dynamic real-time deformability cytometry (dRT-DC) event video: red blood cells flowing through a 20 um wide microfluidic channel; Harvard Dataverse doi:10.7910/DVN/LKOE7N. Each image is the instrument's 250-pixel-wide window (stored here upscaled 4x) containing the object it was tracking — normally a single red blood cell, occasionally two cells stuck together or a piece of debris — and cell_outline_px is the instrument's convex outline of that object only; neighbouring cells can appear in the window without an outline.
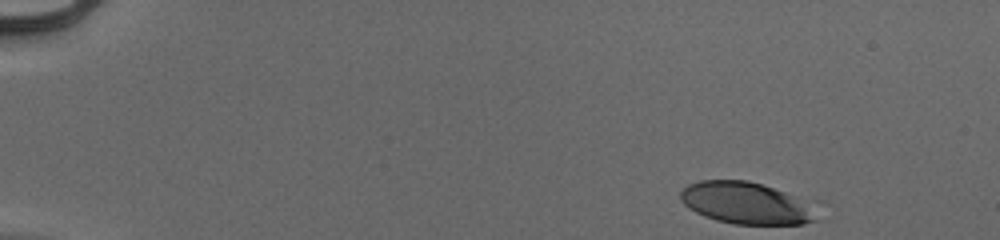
{"species": "human", "species_latin": "Homo sapiens", "temperature_condition": "cold", "stored_images_in_passage": 42, "camera_frame_rate_fps": 3000, "um_per_image_px": 0.085, "donor": {"sex": "male"}, "frame": {"image": 1, "passage_image": 1, "time_ms": 0.0, "image_size_px": [1000, 240], "cell_outline_px": [[824, 200], [816, 220], [804, 224], [732, 224], [716, 220], [704, 216], [688, 208], [680, 200], [680, 192], [688, 184], [700, 180], [748, 180]], "centroid_in_image_um": [63.7, 17.24], "position_along_channel_um": 21.3, "area_um2": 35.37}}
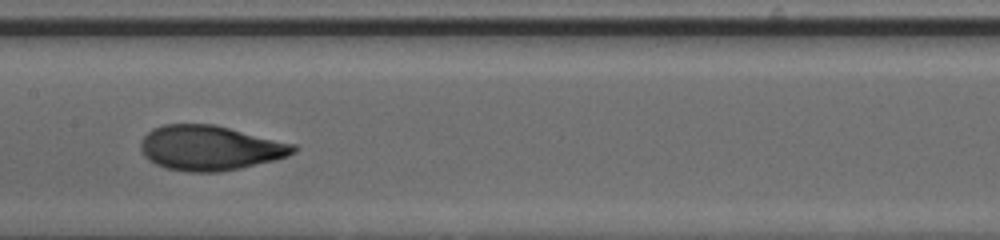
{"frame": {"image": 2, "passage_image": 24, "time_ms": 7.667, "image_size_px": [1000, 240], "cell_outline_px": [[296, 152], [288, 156], [240, 168], [220, 172], [188, 172], [168, 168], [156, 164], [148, 160], [144, 156], [140, 148], [140, 140], [152, 128], [164, 124], [216, 124], [296, 144]], "centroid_in_image_um": [17.84, 12.56], "position_along_channel_um": 189.6, "area_um2": 40.11}}
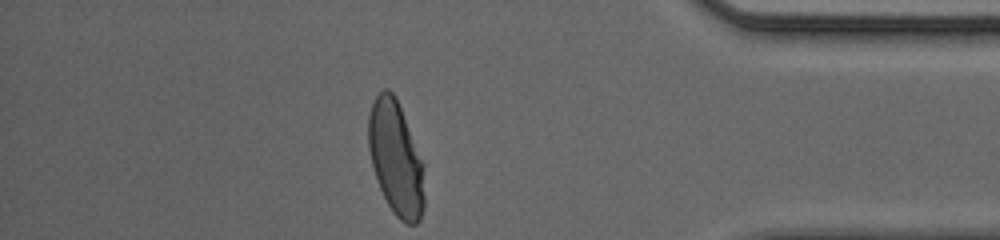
{"frame": {"image": 3, "passage_image": 42, "time_ms": 13.667, "image_size_px": [1000, 240], "cell_outline_px": [[424, 208], [420, 220], [416, 224], [408, 224], [400, 220], [392, 212], [380, 188], [372, 164], [368, 148], [368, 116], [372, 104], [376, 96], [384, 88], [388, 88], [396, 96], [424, 164]], "centroid_in_image_um": [33.66, 13.46], "position_along_channel_um": 401.5, "area_um2": 37.34}, "authors_computed_cell_mechanics": {"area_um2": 38.6393, "velocity_mm_per_s": 3.9585, "shape_relaxation_time_tau1_ms": 3.8666, "shape_relaxation_time_tau2_ms": null, "deformation_change_tau1": 0.2176, "deformation_change_tau2": null}}